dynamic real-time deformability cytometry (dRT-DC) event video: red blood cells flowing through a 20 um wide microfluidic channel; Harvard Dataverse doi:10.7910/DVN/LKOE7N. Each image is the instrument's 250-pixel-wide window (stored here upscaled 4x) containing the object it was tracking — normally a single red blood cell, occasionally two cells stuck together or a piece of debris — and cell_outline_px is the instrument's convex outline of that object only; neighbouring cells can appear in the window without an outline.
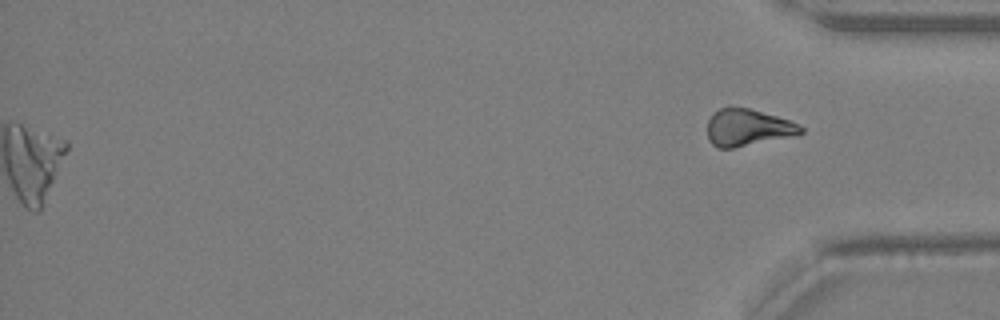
{"species": "Egyptian fruit bat (a non-hibernating species)", "species_latin": "Rousettus aegyptiacus", "temperature_condition": "warm", "stored_images_in_passage": 39, "segment_of_instrument_passage": [2, 2], "camera_frame_rate_fps": 3000, "um_per_image_px": 0.085, "animal": {"sex": "female"}, "frame": {"image": 1, "passage_image": 39, "time_ms": 12.667, "image_size_px": [1000, 320], "cell_outline_px": [[804, 132], [796, 136], [732, 148], [716, 148], [708, 140], [708, 120], [720, 108], [728, 104], [748, 108], [776, 116], [800, 124], [804, 128]], "centroid_in_image_um": [63.57, 10.84], "position_along_channel_um": 371.6, "area_um2": 20.4}}